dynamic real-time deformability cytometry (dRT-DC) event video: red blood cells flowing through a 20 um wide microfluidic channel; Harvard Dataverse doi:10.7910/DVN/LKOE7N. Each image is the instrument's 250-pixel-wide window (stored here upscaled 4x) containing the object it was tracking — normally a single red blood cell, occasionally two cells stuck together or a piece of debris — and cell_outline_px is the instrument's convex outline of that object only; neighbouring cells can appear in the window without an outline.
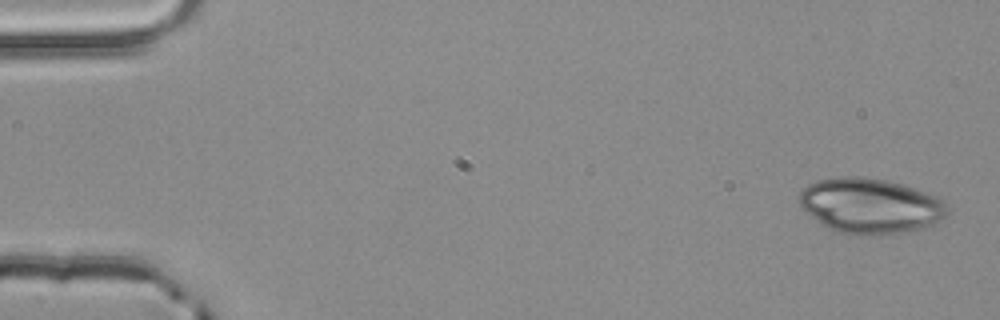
{"species": "common noctule bat (a hibernating species)", "species_latin": "Nyctalus noctula", "temperature_condition": "room temperature", "stored_images_in_passage": 4, "camera_frame_rate_fps": 3000, "um_per_image_px": 0.085, "animal": {"sex": "male", "body_mass_g": 20.4}, "frame": {"image": 1, "passage_image": 1, "time_ms": 0.0, "image_size_px": [1000, 320], "cell_outline_px": [[948, 212], [940, 220], [928, 228], [904, 232], [876, 236], [860, 236], [836, 232], [828, 228], [816, 220], [800, 208], [800, 192], [808, 184], [820, 180], [840, 176], [856, 176], [888, 180], [936, 196], [948, 208]], "centroid_in_image_um": [73.95, 17.52], "position_along_channel_um": 11.0, "area_um2": 47.86}}